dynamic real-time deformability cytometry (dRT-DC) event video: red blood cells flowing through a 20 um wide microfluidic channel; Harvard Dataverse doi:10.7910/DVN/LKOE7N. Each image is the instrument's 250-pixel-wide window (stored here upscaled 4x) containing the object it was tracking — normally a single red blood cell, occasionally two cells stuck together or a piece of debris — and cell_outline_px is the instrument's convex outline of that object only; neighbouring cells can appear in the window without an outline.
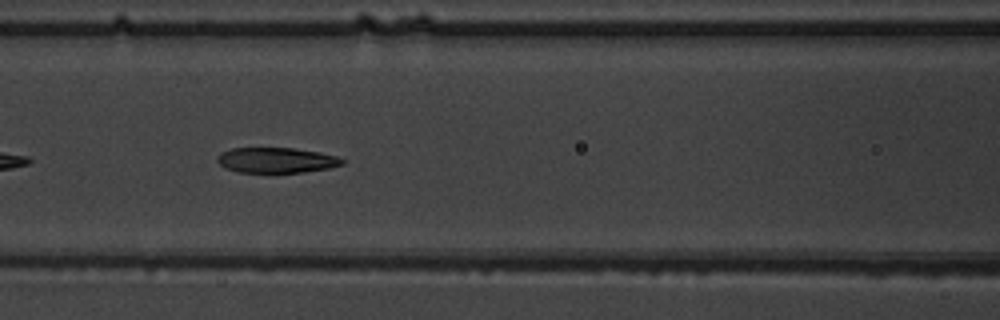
{"species": "common noctule bat (a hibernating species)", "species_latin": "Nyctalus noctula", "temperature_condition": "warm", "stored_images_in_passage": 7, "camera_frame_rate_fps": 3000, "um_per_image_px": 0.085, "animal": {"sex": "male", "body_mass_g": 19.5, "forearm_length_mm": 54.6}, "frame": {"image": 1, "passage_image": 5, "time_ms": 4.333, "image_size_px": [1000, 320], "cell_outline_px": [[344, 164], [328, 168], [304, 172], [236, 172], [224, 168], [216, 160], [216, 156], [220, 152], [232, 148], [296, 148], [320, 152], [336, 156], [344, 160]], "centroid_in_image_um": [23.45, 13.61], "position_along_channel_um": 143.1, "area_um2": 18.55}}
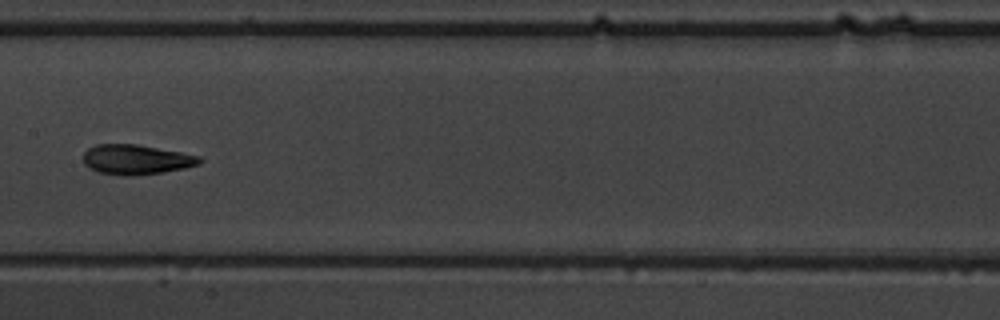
{"frame": {"image": 2, "passage_image": 6, "time_ms": 5.667, "image_size_px": [1000, 320], "cell_outline_px": [[204, 160], [200, 164], [184, 168], [160, 172], [132, 176], [120, 176], [96, 172], [88, 168], [84, 164], [84, 152], [88, 148], [96, 144], [136, 144], [180, 152], [200, 156]], "centroid_in_image_um": [11.55, 13.57], "position_along_channel_um": 195.9, "area_um2": 20.35}}
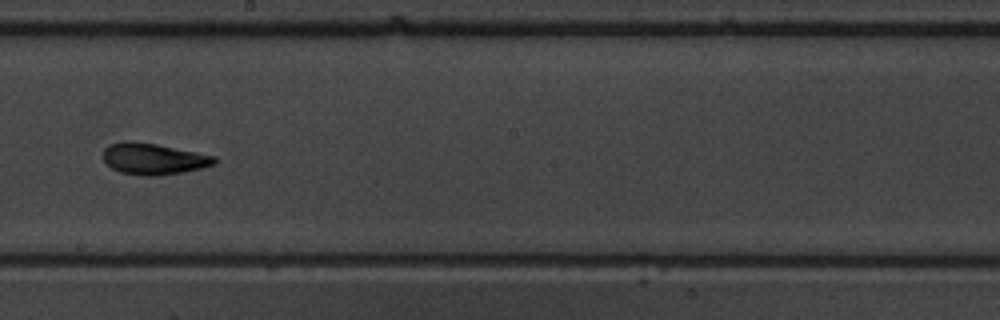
{"frame": {"image": 3, "passage_image": 7, "time_ms": 6.667, "image_size_px": [1000, 320], "cell_outline_px": [[216, 164], [200, 168], [160, 176], [144, 176], [120, 172], [112, 168], [104, 160], [104, 148], [108, 144], [124, 140], [132, 140], [156, 144], [216, 156]], "centroid_in_image_um": [13.02, 13.49], "position_along_channel_um": 235.2, "area_um2": 20.35}}